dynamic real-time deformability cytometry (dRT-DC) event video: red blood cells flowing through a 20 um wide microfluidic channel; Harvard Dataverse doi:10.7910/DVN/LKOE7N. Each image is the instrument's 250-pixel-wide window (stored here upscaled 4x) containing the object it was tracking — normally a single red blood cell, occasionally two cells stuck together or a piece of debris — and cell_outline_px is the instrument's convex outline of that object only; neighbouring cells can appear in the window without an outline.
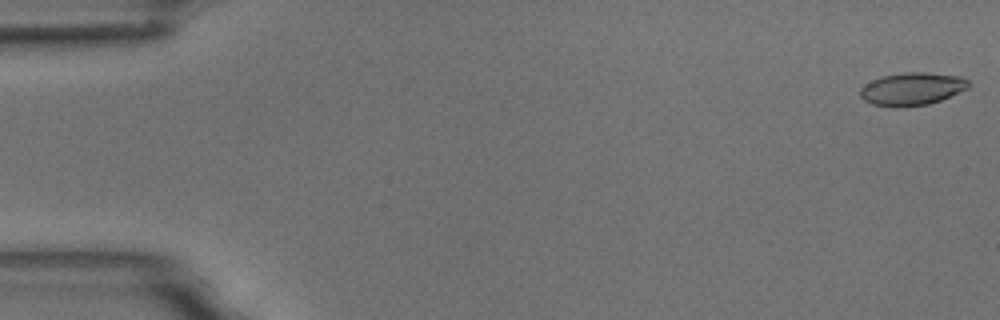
{"species": "common noctule bat (a hibernating species)", "species_latin": "Nyctalus noctula", "temperature_condition": "room temperature", "stored_images_in_passage": 54, "camera_frame_rate_fps": 3000, "um_per_image_px": 0.085, "animal": {"sex": "male", "body_mass_g": 18.8}, "frame": {"image": 1, "passage_image": 1, "time_ms": 0.0, "image_size_px": [1000, 320], "cell_outline_px": [[968, 88], [940, 100], [928, 104], [904, 108], [896, 108], [872, 104], [864, 100], [860, 96], [860, 88], [864, 84], [880, 76], [908, 72], [924, 72], [964, 76], [968, 80]], "centroid_in_image_um": [77.5, 7.56], "position_along_channel_um": 7.5, "area_um2": 20.92}}
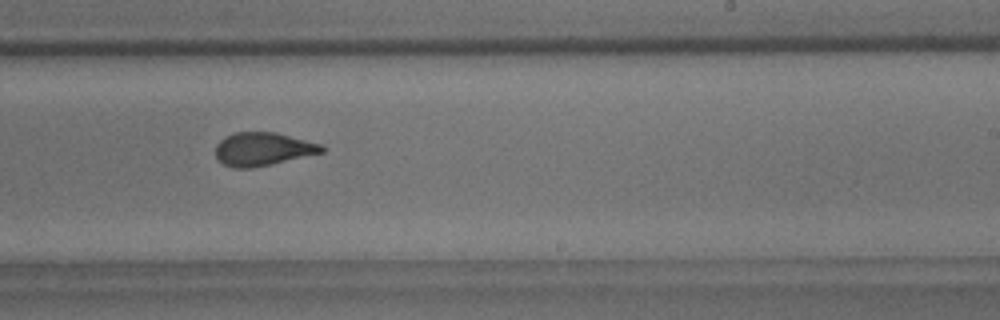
{"frame": {"image": 2, "passage_image": 33, "time_ms": 10.667, "image_size_px": [1000, 320], "cell_outline_px": [[328, 148], [324, 152], [272, 164], [252, 168], [232, 168], [224, 164], [216, 156], [216, 144], [224, 136], [236, 132], [276, 132], [324, 144]], "centroid_in_image_um": [22.39, 12.66], "position_along_channel_um": 266.6, "area_um2": 20.87}}
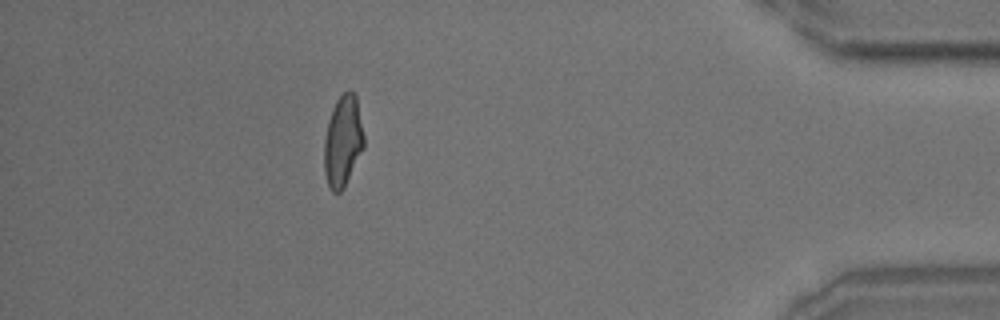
{"frame": {"image": 3, "passage_image": 48, "time_ms": 15.667, "image_size_px": [1000, 320], "cell_outline_px": [[364, 148], [344, 188], [340, 192], [332, 192], [328, 188], [324, 172], [324, 140], [328, 120], [332, 108], [336, 100], [348, 88], [356, 96], [364, 136]], "centroid_in_image_um": [29.13, 12.02], "position_along_channel_um": 406.1, "area_um2": 21.33}, "authors_computed_cell_mechanics": {"area_um2": 21.0681, "velocity_mm_per_s": 3.7512, "shape_relaxation_time_tau1_ms": 5.7314, "shape_relaxation_time_tau2_ms": 1.31, "deformation_change_tau1": 0.1733, "deformation_change_tau2": 0.0845}}